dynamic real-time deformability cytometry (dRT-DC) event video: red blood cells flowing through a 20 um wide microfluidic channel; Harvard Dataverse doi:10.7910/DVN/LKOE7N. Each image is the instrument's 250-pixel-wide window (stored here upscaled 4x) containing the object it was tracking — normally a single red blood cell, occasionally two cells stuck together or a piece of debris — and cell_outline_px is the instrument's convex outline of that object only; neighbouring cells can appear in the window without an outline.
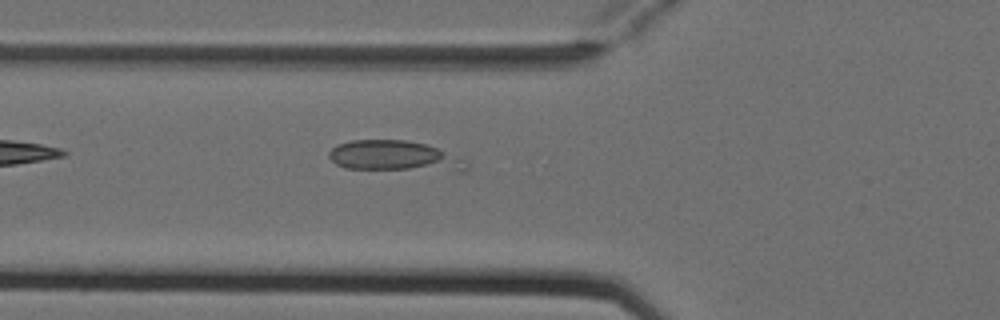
{"species": "Egyptian fruit bat (a non-hibernating species)", "species_latin": "Rousettus aegyptiacus", "temperature_condition": "cold", "stored_images_in_passage": 5, "camera_frame_rate_fps": 3000, "um_per_image_px": 0.085, "animal": {"sex": "female"}, "frame": {"image": 1, "passage_image": 5, "time_ms": 1.333, "image_size_px": [1000, 320], "cell_outline_px": [[468, 172], [456, 172], [344, 168], [336, 164], [328, 156], [328, 152], [332, 148], [340, 144], [352, 140], [404, 140], [424, 144], [436, 148], [464, 160], [468, 164]], "centroid_in_image_um": [33.57, 13.31], "position_along_channel_um": 92.2, "area_um2": 24.62}}